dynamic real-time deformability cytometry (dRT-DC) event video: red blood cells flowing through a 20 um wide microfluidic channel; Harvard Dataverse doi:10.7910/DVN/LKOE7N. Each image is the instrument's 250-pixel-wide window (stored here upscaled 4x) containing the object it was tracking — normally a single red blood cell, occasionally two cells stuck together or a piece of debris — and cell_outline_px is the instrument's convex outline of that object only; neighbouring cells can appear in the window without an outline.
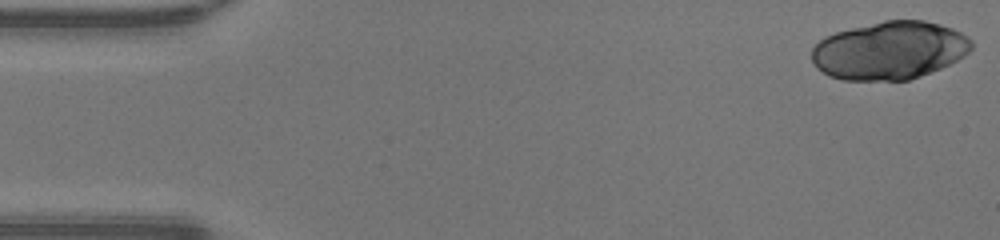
{"species": "human", "species_latin": "Homo sapiens", "temperature_condition": "warm", "stored_images_in_passage": 17, "camera_frame_rate_fps": 3000, "um_per_image_px": 0.085, "donor": {"sex": "male"}, "frame": {"image": 1, "passage_image": 1, "time_ms": 0.0, "image_size_px": [1000, 240], "cell_outline_px": [[972, 48], [964, 56], [940, 68], [920, 76], [908, 80], [844, 80], [828, 76], [816, 68], [812, 60], [812, 48], [824, 36], [836, 32], [884, 20], [924, 20], [940, 24], [952, 28], [968, 36], [972, 40]], "centroid_in_image_um": [75.6, 4.29], "position_along_channel_um": 9.4, "area_um2": 54.04}}
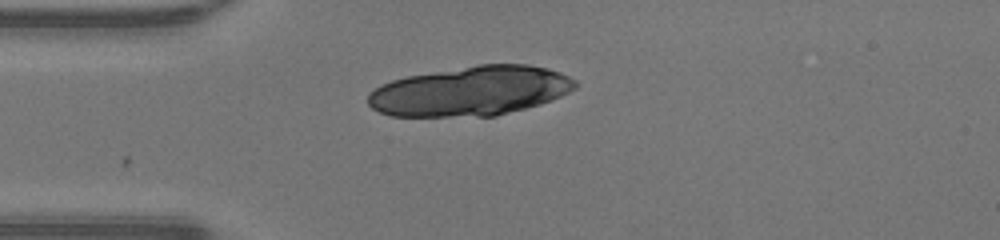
{"frame": {"image": 2, "passage_image": 12, "time_ms": 3.667, "image_size_px": [1000, 240], "cell_outline_px": [[580, 84], [576, 88], [560, 96], [540, 104], [496, 116], [392, 116], [380, 112], [372, 108], [368, 104], [368, 92], [380, 84], [392, 80], [408, 76], [476, 64], [528, 64], [548, 68], [560, 72], [576, 80]], "centroid_in_image_um": [40.01, 7.73], "position_along_channel_um": 45.0, "area_um2": 60.05}}